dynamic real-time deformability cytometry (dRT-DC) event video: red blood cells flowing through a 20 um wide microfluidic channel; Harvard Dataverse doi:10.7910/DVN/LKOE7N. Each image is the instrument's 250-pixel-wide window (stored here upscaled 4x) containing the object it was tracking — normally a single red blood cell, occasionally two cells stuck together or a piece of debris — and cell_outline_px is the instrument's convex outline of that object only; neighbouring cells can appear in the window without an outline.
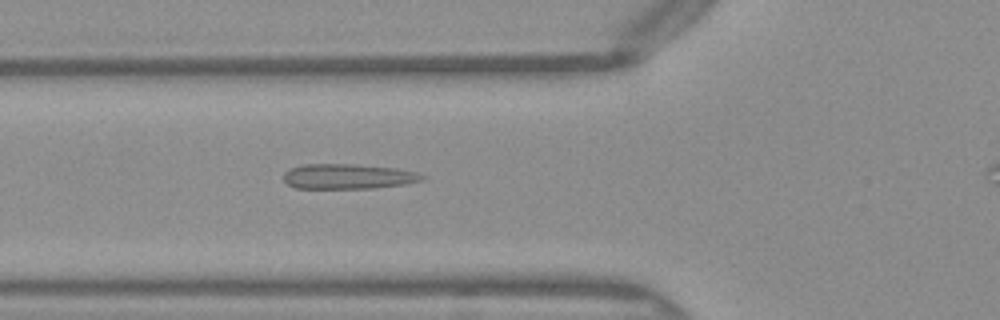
{"species": "Egyptian fruit bat (a non-hibernating species)", "species_latin": "Rousettus aegyptiacus", "temperature_condition": "warm", "stored_images_in_passage": 36, "camera_frame_rate_fps": 3000, "um_per_image_px": 0.085, "frame": {"image": 1, "passage_image": 9, "time_ms": 2.667, "image_size_px": [1000, 320], "cell_outline_px": [[428, 176], [420, 180], [404, 184], [376, 188], [296, 188], [288, 184], [284, 180], [284, 172], [288, 168], [304, 164], [352, 164], [396, 168], [416, 172]], "centroid_in_image_um": [29.56, 14.99], "position_along_channel_um": 96.2, "area_um2": 20.23}}
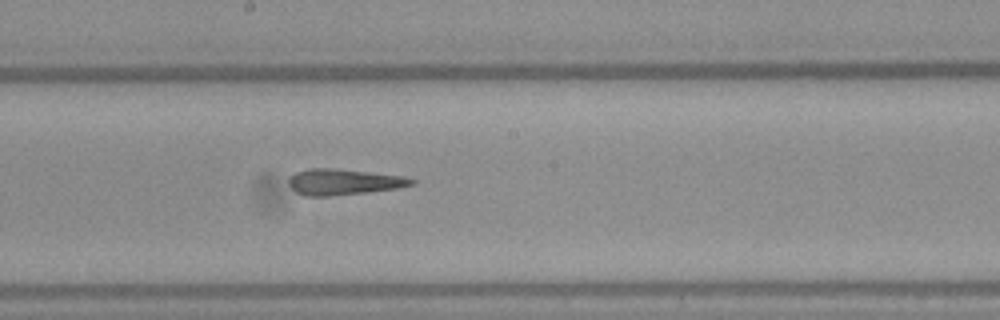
{"frame": {"image": 2, "passage_image": 18, "time_ms": 5.667, "image_size_px": [1000, 320], "cell_outline_px": [[416, 184], [400, 188], [368, 192], [328, 196], [304, 196], [296, 192], [288, 184], [288, 180], [296, 172], [308, 168], [332, 168], [404, 176], [416, 180]], "centroid_in_image_um": [29.23, 15.47], "position_along_channel_um": 219.0, "area_um2": 18.61}}
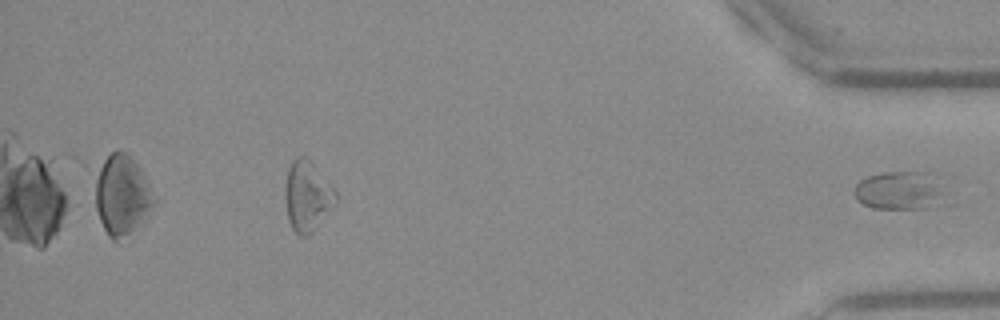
{"frame": {"image": 3, "passage_image": 36, "time_ms": 11.667, "image_size_px": [1000, 320], "cell_outline_px": [[940, 192], [928, 208], [872, 208], [856, 200], [856, 184], [860, 180], [868, 176], [884, 172], [928, 172]], "centroid_in_image_um": [76.27, 16.18], "position_along_channel_um": 358.9, "area_um2": 18.96}}